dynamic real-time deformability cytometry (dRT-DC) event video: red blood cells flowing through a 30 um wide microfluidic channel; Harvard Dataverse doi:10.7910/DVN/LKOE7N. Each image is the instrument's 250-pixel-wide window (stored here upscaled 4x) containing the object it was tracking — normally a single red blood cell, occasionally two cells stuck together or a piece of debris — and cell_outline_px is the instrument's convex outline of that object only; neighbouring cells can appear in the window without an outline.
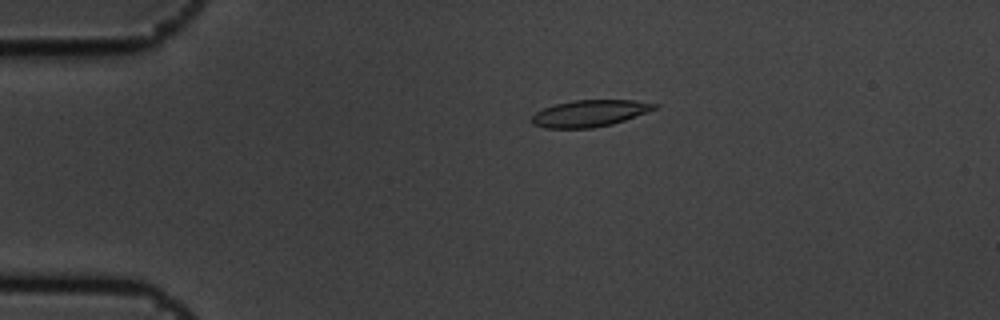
{"species": "common noctule bat (a hibernating species)", "species_latin": "Nyctalus noctula", "temperature_condition": "cold", "stored_images_in_passage": 7, "camera_frame_rate_fps": 3000, "um_per_image_px": 0.085, "animal": {"sex": "male", "body_mass_g": 19.5, "forearm_length_mm": 54.6}, "frame": {"image": 1, "passage_image": 4, "time_ms": 1.0, "image_size_px": [1000, 320], "cell_outline_px": [[660, 104], [656, 108], [624, 120], [612, 124], [592, 128], [544, 128], [532, 124], [532, 116], [536, 112], [544, 108], [556, 104], [576, 100], [632, 100]], "centroid_in_image_um": [50.1, 9.63], "position_along_channel_um": 34.9, "area_um2": 18.84}}
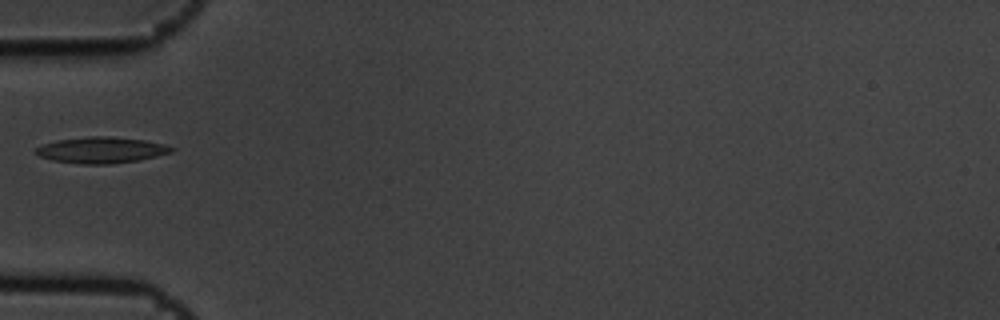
{"frame": {"image": 2, "passage_image": 6, "time_ms": 1.667, "image_size_px": [1000, 320], "cell_outline_px": [[176, 148], [172, 152], [140, 160], [112, 164], [80, 164], [52, 160], [40, 156], [36, 152], [36, 148], [44, 144], [56, 140], [88, 136], [112, 136], [144, 140], [164, 144]], "centroid_in_image_um": [8.64, 12.75], "position_along_channel_um": 76.4, "area_um2": 20.69}}
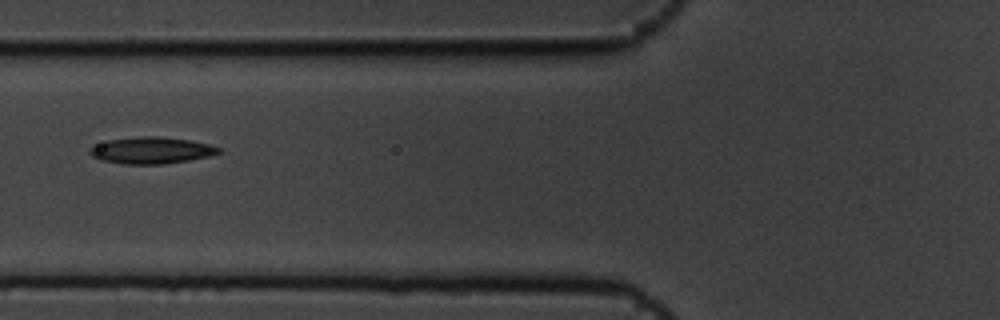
{"frame": {"image": 3, "passage_image": 7, "time_ms": 2.0, "image_size_px": [1000, 320], "cell_outline_px": [[220, 152], [208, 156], [188, 160], [164, 164], [124, 164], [100, 160], [92, 156], [88, 152], [88, 148], [108, 140], [140, 136], [156, 136], [188, 140], [208, 144], [220, 148]], "centroid_in_image_um": [12.81, 12.78], "position_along_channel_um": 113.0, "area_um2": 19.83}}